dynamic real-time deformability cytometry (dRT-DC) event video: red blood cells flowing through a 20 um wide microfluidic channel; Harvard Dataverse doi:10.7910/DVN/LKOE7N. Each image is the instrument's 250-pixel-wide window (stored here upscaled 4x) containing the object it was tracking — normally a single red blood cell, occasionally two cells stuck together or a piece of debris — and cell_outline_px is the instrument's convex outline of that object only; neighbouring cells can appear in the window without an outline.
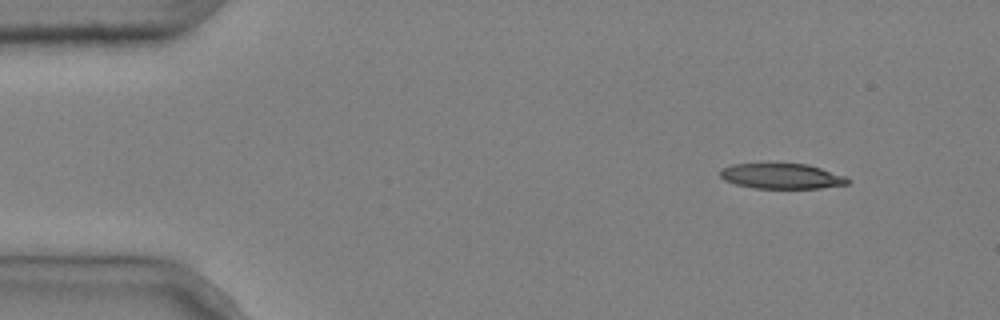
{"species": "common noctule bat (a hibernating species)", "species_latin": "Nyctalus noctula", "temperature_condition": "cold", "stored_images_in_passage": 3, "camera_frame_rate_fps": 3000, "um_per_image_px": 0.085, "animal": {"sex": "male", "body_mass_g": 20.4}, "frame": {"image": 1, "passage_image": 1, "time_ms": 0.0, "image_size_px": [1000, 320], "cell_outline_px": [[852, 180], [848, 184], [820, 188], [756, 188], [736, 184], [724, 180], [720, 176], [720, 168], [732, 164], [768, 160], [808, 164], [844, 176]], "centroid_in_image_um": [66.37, 14.91], "position_along_channel_um": 18.6, "area_um2": 19.77}}
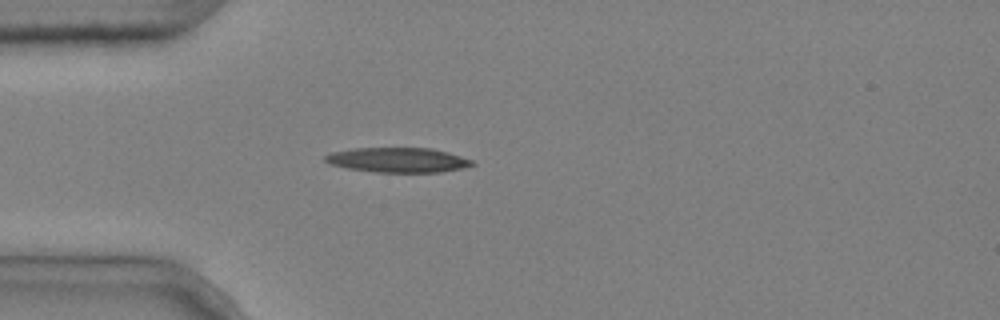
{"frame": {"image": 2, "passage_image": 3, "time_ms": 0.667, "image_size_px": [1000, 320], "cell_outline_px": [[476, 164], [460, 168], [440, 172], [372, 172], [348, 168], [332, 164], [324, 160], [324, 156], [332, 152], [352, 148], [432, 148], [448, 152], [472, 160]], "centroid_in_image_um": [33.81, 13.59], "position_along_channel_um": 51.2, "area_um2": 21.1}}